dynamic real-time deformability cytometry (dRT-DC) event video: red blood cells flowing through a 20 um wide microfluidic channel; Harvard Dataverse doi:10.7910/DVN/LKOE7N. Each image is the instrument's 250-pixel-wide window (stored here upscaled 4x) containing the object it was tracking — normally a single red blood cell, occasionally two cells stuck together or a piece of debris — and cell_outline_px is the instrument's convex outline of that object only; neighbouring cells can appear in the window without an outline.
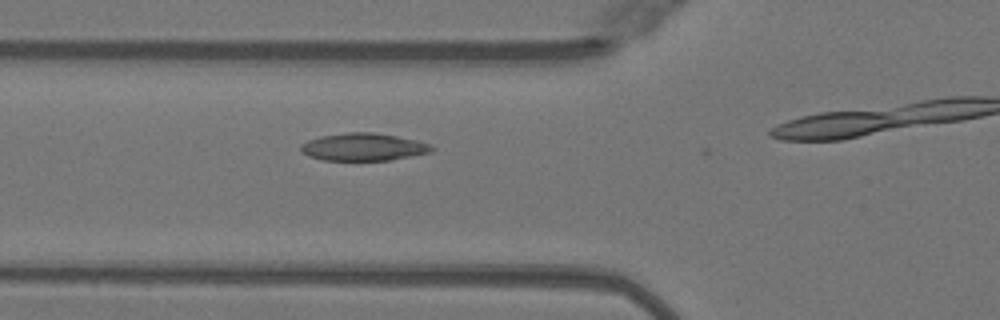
{"species": "Egyptian fruit bat (a non-hibernating species)", "species_latin": "Rousettus aegyptiacus", "temperature_condition": "warm", "stored_images_in_passage": 6, "camera_frame_rate_fps": 3000, "um_per_image_px": 0.085, "animal": {"sex": "female"}, "frame": {"image": 1, "passage_image": 5, "time_ms": 1.333, "image_size_px": [1000, 320], "cell_outline_px": [[436, 148], [432, 152], [388, 160], [324, 160], [308, 156], [300, 148], [300, 144], [308, 140], [320, 136], [348, 132], [372, 132], [396, 136], [416, 140], [432, 144]], "centroid_in_image_um": [30.91, 12.49], "position_along_channel_um": 94.9, "area_um2": 20.98}}